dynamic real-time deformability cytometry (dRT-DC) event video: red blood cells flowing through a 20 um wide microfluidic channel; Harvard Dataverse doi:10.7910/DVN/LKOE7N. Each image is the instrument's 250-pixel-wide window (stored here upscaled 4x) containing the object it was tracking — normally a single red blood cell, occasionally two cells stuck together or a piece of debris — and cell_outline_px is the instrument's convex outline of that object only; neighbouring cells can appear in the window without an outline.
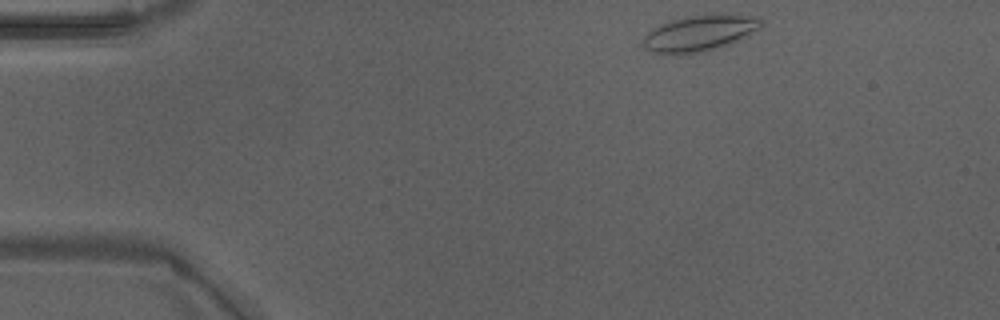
{"species": "Egyptian fruit bat (a non-hibernating species)", "species_latin": "Rousettus aegyptiacus", "temperature_condition": "warm", "stored_images_in_passage": 12, "camera_frame_rate_fps": 3000, "um_per_image_px": 0.085, "animal": {"sex": "male"}, "frame": {"image": 1, "passage_image": 1, "time_ms": 0.0, "image_size_px": [1000, 320], "cell_outline_px": [[764, 20], [760, 28], [736, 40], [712, 48], [696, 52], [656, 52], [644, 48], [640, 44], [644, 36], [648, 32], [660, 24], [684, 16], [736, 12], [756, 16]], "centroid_in_image_um": [59.5, 2.73], "position_along_channel_um": 25.5, "area_um2": 24.33}}